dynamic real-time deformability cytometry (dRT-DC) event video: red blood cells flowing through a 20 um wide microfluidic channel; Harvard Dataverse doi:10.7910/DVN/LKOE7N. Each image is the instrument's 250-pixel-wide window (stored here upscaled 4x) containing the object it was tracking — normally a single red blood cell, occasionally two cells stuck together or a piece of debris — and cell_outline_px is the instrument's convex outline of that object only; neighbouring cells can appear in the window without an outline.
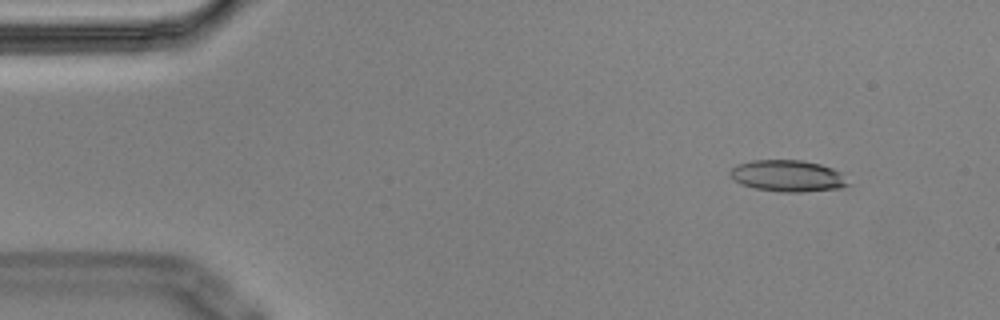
{"species": "Egyptian fruit bat (a non-hibernating species)", "species_latin": "Rousettus aegyptiacus", "temperature_condition": "cold", "stored_images_in_passage": 6, "camera_frame_rate_fps": 3000, "um_per_image_px": 0.085, "animal": {"sex": "male"}, "frame": {"image": 1, "passage_image": 2, "time_ms": 0.333, "image_size_px": [1000, 320], "cell_outline_px": [[852, 184], [840, 188], [800, 192], [784, 192], [756, 188], [740, 184], [728, 172], [736, 164], [752, 160], [804, 160], [820, 164], [832, 168], [840, 172]], "centroid_in_image_um": [66.98, 14.94], "position_along_channel_um": 18.0, "area_um2": 21.68}}
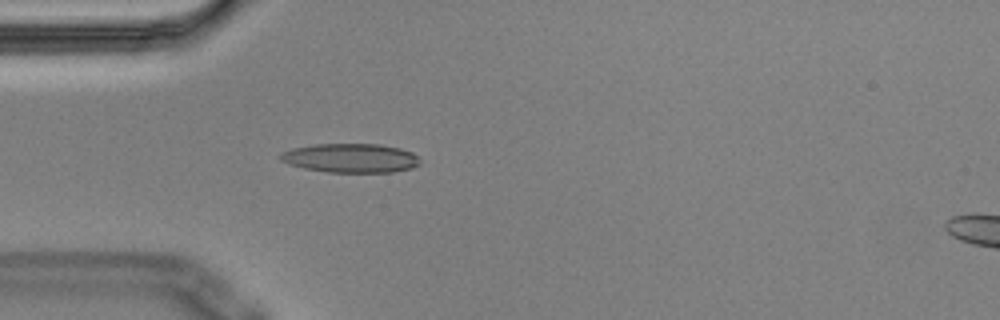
{"frame": {"image": 2, "passage_image": 5, "time_ms": 1.333, "image_size_px": [1000, 320], "cell_outline_px": [[420, 164], [412, 168], [392, 172], [328, 172], [304, 168], [288, 164], [280, 160], [280, 156], [284, 152], [292, 148], [316, 144], [380, 144], [400, 148], [412, 152], [420, 160]], "centroid_in_image_um": [29.83, 13.43], "position_along_channel_um": 55.2, "area_um2": 23.58}}